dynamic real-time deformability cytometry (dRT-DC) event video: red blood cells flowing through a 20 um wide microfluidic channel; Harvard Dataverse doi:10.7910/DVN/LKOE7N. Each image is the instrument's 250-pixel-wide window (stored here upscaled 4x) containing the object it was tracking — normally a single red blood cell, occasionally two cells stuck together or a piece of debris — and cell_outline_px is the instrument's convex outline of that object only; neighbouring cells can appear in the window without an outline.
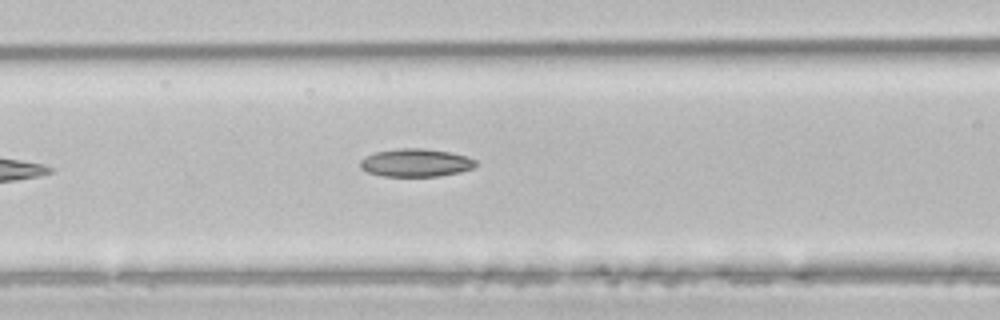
{"species": "common noctule bat (a hibernating species)", "species_latin": "Nyctalus noctula", "temperature_condition": "room temperature", "stored_images_in_passage": 5, "camera_frame_rate_fps": 3000, "um_per_image_px": 0.085, "animal": {"sex": "male", "body_mass_g": 21.5, "forearm_length_mm": 52.0}, "frame": {"image": 1, "passage_image": 5, "time_ms": 1.333, "image_size_px": [1000, 320], "cell_outline_px": [[476, 164], [472, 168], [460, 172], [440, 176], [384, 176], [368, 172], [360, 168], [360, 160], [364, 156], [376, 152], [396, 148], [424, 148], [452, 152], [468, 156], [476, 160]], "centroid_in_image_um": [35.34, 13.82], "position_along_channel_um": 131.3, "area_um2": 19.02}}